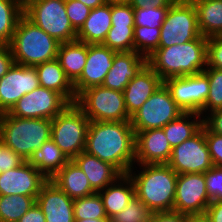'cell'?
I'll use <instances>...</instances> for the list:
<instances>
[{"label": "cell", "instance_id": "6da1fadb", "mask_svg": "<svg viewBox=\"0 0 222 222\" xmlns=\"http://www.w3.org/2000/svg\"><path fill=\"white\" fill-rule=\"evenodd\" d=\"M136 134L130 121H90L85 152L109 162L122 174L135 165Z\"/></svg>", "mask_w": 222, "mask_h": 222}, {"label": "cell", "instance_id": "7a4b0ae2", "mask_svg": "<svg viewBox=\"0 0 222 222\" xmlns=\"http://www.w3.org/2000/svg\"><path fill=\"white\" fill-rule=\"evenodd\" d=\"M134 166L128 174L135 196L153 213L173 211L178 174L168 164H138L139 170Z\"/></svg>", "mask_w": 222, "mask_h": 222}, {"label": "cell", "instance_id": "3957f363", "mask_svg": "<svg viewBox=\"0 0 222 222\" xmlns=\"http://www.w3.org/2000/svg\"><path fill=\"white\" fill-rule=\"evenodd\" d=\"M207 39L201 35L183 44L159 47L147 58V64L162 81L201 73L207 67Z\"/></svg>", "mask_w": 222, "mask_h": 222}, {"label": "cell", "instance_id": "277c9868", "mask_svg": "<svg viewBox=\"0 0 222 222\" xmlns=\"http://www.w3.org/2000/svg\"><path fill=\"white\" fill-rule=\"evenodd\" d=\"M50 119L20 118L0 114V141L24 161L51 138Z\"/></svg>", "mask_w": 222, "mask_h": 222}, {"label": "cell", "instance_id": "5b68a950", "mask_svg": "<svg viewBox=\"0 0 222 222\" xmlns=\"http://www.w3.org/2000/svg\"><path fill=\"white\" fill-rule=\"evenodd\" d=\"M9 45L15 64L35 66L56 59L60 42L23 15Z\"/></svg>", "mask_w": 222, "mask_h": 222}, {"label": "cell", "instance_id": "8992f818", "mask_svg": "<svg viewBox=\"0 0 222 222\" xmlns=\"http://www.w3.org/2000/svg\"><path fill=\"white\" fill-rule=\"evenodd\" d=\"M51 121V139L69 160H73L85 150L90 120L74 103Z\"/></svg>", "mask_w": 222, "mask_h": 222}, {"label": "cell", "instance_id": "52a82bcc", "mask_svg": "<svg viewBox=\"0 0 222 222\" xmlns=\"http://www.w3.org/2000/svg\"><path fill=\"white\" fill-rule=\"evenodd\" d=\"M75 104L90 121H130L125 107L123 92L93 86L82 91Z\"/></svg>", "mask_w": 222, "mask_h": 222}, {"label": "cell", "instance_id": "ba28073f", "mask_svg": "<svg viewBox=\"0 0 222 222\" xmlns=\"http://www.w3.org/2000/svg\"><path fill=\"white\" fill-rule=\"evenodd\" d=\"M66 0H35L24 8V15L60 43L72 42L77 31L68 18Z\"/></svg>", "mask_w": 222, "mask_h": 222}, {"label": "cell", "instance_id": "9c48e42d", "mask_svg": "<svg viewBox=\"0 0 222 222\" xmlns=\"http://www.w3.org/2000/svg\"><path fill=\"white\" fill-rule=\"evenodd\" d=\"M201 36L197 12L192 1L176 0L162 23L159 47L183 44Z\"/></svg>", "mask_w": 222, "mask_h": 222}, {"label": "cell", "instance_id": "30bf717a", "mask_svg": "<svg viewBox=\"0 0 222 222\" xmlns=\"http://www.w3.org/2000/svg\"><path fill=\"white\" fill-rule=\"evenodd\" d=\"M184 112L172 99L169 89L164 83L149 97V99L130 118L135 131L163 128Z\"/></svg>", "mask_w": 222, "mask_h": 222}, {"label": "cell", "instance_id": "8fae6325", "mask_svg": "<svg viewBox=\"0 0 222 222\" xmlns=\"http://www.w3.org/2000/svg\"><path fill=\"white\" fill-rule=\"evenodd\" d=\"M178 175L205 173L214 165L205 139V126L190 139L172 148L167 163Z\"/></svg>", "mask_w": 222, "mask_h": 222}, {"label": "cell", "instance_id": "7c38bea8", "mask_svg": "<svg viewBox=\"0 0 222 222\" xmlns=\"http://www.w3.org/2000/svg\"><path fill=\"white\" fill-rule=\"evenodd\" d=\"M69 104L58 92L39 86L26 93L7 113L20 118L52 120Z\"/></svg>", "mask_w": 222, "mask_h": 222}, {"label": "cell", "instance_id": "4fadbf2b", "mask_svg": "<svg viewBox=\"0 0 222 222\" xmlns=\"http://www.w3.org/2000/svg\"><path fill=\"white\" fill-rule=\"evenodd\" d=\"M163 83L183 112H194L201 115L210 90L209 80L204 72L169 78Z\"/></svg>", "mask_w": 222, "mask_h": 222}, {"label": "cell", "instance_id": "5bb4252c", "mask_svg": "<svg viewBox=\"0 0 222 222\" xmlns=\"http://www.w3.org/2000/svg\"><path fill=\"white\" fill-rule=\"evenodd\" d=\"M211 199L206 191L204 173L179 174L173 211L181 214L205 213Z\"/></svg>", "mask_w": 222, "mask_h": 222}, {"label": "cell", "instance_id": "9a60e30c", "mask_svg": "<svg viewBox=\"0 0 222 222\" xmlns=\"http://www.w3.org/2000/svg\"><path fill=\"white\" fill-rule=\"evenodd\" d=\"M39 86L38 74L34 66L14 63L0 79V114L8 112L26 93Z\"/></svg>", "mask_w": 222, "mask_h": 222}, {"label": "cell", "instance_id": "2e32d148", "mask_svg": "<svg viewBox=\"0 0 222 222\" xmlns=\"http://www.w3.org/2000/svg\"><path fill=\"white\" fill-rule=\"evenodd\" d=\"M48 179L34 166L24 161L20 166L0 173V195L37 197Z\"/></svg>", "mask_w": 222, "mask_h": 222}, {"label": "cell", "instance_id": "e0dca14e", "mask_svg": "<svg viewBox=\"0 0 222 222\" xmlns=\"http://www.w3.org/2000/svg\"><path fill=\"white\" fill-rule=\"evenodd\" d=\"M115 53L116 51L102 44H88L86 65L79 79L73 84L76 96L87 88L103 84L113 65Z\"/></svg>", "mask_w": 222, "mask_h": 222}, {"label": "cell", "instance_id": "ac0fdd59", "mask_svg": "<svg viewBox=\"0 0 222 222\" xmlns=\"http://www.w3.org/2000/svg\"><path fill=\"white\" fill-rule=\"evenodd\" d=\"M172 148L163 128L143 130L136 133L135 165L167 164Z\"/></svg>", "mask_w": 222, "mask_h": 222}, {"label": "cell", "instance_id": "d6986e66", "mask_svg": "<svg viewBox=\"0 0 222 222\" xmlns=\"http://www.w3.org/2000/svg\"><path fill=\"white\" fill-rule=\"evenodd\" d=\"M45 215L46 222H74V199L64 193L48 179L41 187L36 198Z\"/></svg>", "mask_w": 222, "mask_h": 222}, {"label": "cell", "instance_id": "ffe728a7", "mask_svg": "<svg viewBox=\"0 0 222 222\" xmlns=\"http://www.w3.org/2000/svg\"><path fill=\"white\" fill-rule=\"evenodd\" d=\"M147 64V58L138 52H116L113 65L106 74L103 87L123 92L140 70Z\"/></svg>", "mask_w": 222, "mask_h": 222}, {"label": "cell", "instance_id": "44dd1931", "mask_svg": "<svg viewBox=\"0 0 222 222\" xmlns=\"http://www.w3.org/2000/svg\"><path fill=\"white\" fill-rule=\"evenodd\" d=\"M162 79L146 64L140 72L130 80L123 91L125 107L131 117L162 85Z\"/></svg>", "mask_w": 222, "mask_h": 222}, {"label": "cell", "instance_id": "7402d4cb", "mask_svg": "<svg viewBox=\"0 0 222 222\" xmlns=\"http://www.w3.org/2000/svg\"><path fill=\"white\" fill-rule=\"evenodd\" d=\"M73 161L85 173L92 189L98 193L113 183L122 173L112 164L102 161L85 151L78 154Z\"/></svg>", "mask_w": 222, "mask_h": 222}, {"label": "cell", "instance_id": "603a6c76", "mask_svg": "<svg viewBox=\"0 0 222 222\" xmlns=\"http://www.w3.org/2000/svg\"><path fill=\"white\" fill-rule=\"evenodd\" d=\"M34 67L38 74L40 86L58 92L70 104L76 102L77 96L73 84L67 78L57 58L37 64Z\"/></svg>", "mask_w": 222, "mask_h": 222}, {"label": "cell", "instance_id": "cb8c5ba5", "mask_svg": "<svg viewBox=\"0 0 222 222\" xmlns=\"http://www.w3.org/2000/svg\"><path fill=\"white\" fill-rule=\"evenodd\" d=\"M50 180L72 199L96 193L85 173L73 160H69Z\"/></svg>", "mask_w": 222, "mask_h": 222}, {"label": "cell", "instance_id": "d4e9b609", "mask_svg": "<svg viewBox=\"0 0 222 222\" xmlns=\"http://www.w3.org/2000/svg\"><path fill=\"white\" fill-rule=\"evenodd\" d=\"M98 193L102 198L106 215L110 219L129 204L135 196V186L129 174H122Z\"/></svg>", "mask_w": 222, "mask_h": 222}, {"label": "cell", "instance_id": "484cf974", "mask_svg": "<svg viewBox=\"0 0 222 222\" xmlns=\"http://www.w3.org/2000/svg\"><path fill=\"white\" fill-rule=\"evenodd\" d=\"M111 3L91 9L90 15L77 31L76 40L87 44H102L112 27Z\"/></svg>", "mask_w": 222, "mask_h": 222}, {"label": "cell", "instance_id": "4316f807", "mask_svg": "<svg viewBox=\"0 0 222 222\" xmlns=\"http://www.w3.org/2000/svg\"><path fill=\"white\" fill-rule=\"evenodd\" d=\"M88 55V44L75 40L60 43L57 59L67 78L74 84L83 72Z\"/></svg>", "mask_w": 222, "mask_h": 222}, {"label": "cell", "instance_id": "83f0119b", "mask_svg": "<svg viewBox=\"0 0 222 222\" xmlns=\"http://www.w3.org/2000/svg\"><path fill=\"white\" fill-rule=\"evenodd\" d=\"M203 37L222 36V0H193Z\"/></svg>", "mask_w": 222, "mask_h": 222}, {"label": "cell", "instance_id": "f1b7e54d", "mask_svg": "<svg viewBox=\"0 0 222 222\" xmlns=\"http://www.w3.org/2000/svg\"><path fill=\"white\" fill-rule=\"evenodd\" d=\"M69 159L50 138L27 161L36 167L47 179H51Z\"/></svg>", "mask_w": 222, "mask_h": 222}, {"label": "cell", "instance_id": "f546056e", "mask_svg": "<svg viewBox=\"0 0 222 222\" xmlns=\"http://www.w3.org/2000/svg\"><path fill=\"white\" fill-rule=\"evenodd\" d=\"M202 125L203 117L199 113L184 112L165 125L163 130L171 148H174L194 136Z\"/></svg>", "mask_w": 222, "mask_h": 222}, {"label": "cell", "instance_id": "4dcf8cb0", "mask_svg": "<svg viewBox=\"0 0 222 222\" xmlns=\"http://www.w3.org/2000/svg\"><path fill=\"white\" fill-rule=\"evenodd\" d=\"M37 197L0 195V222H17L36 202Z\"/></svg>", "mask_w": 222, "mask_h": 222}, {"label": "cell", "instance_id": "1f68e13d", "mask_svg": "<svg viewBox=\"0 0 222 222\" xmlns=\"http://www.w3.org/2000/svg\"><path fill=\"white\" fill-rule=\"evenodd\" d=\"M24 9L15 0H0V43L10 44Z\"/></svg>", "mask_w": 222, "mask_h": 222}, {"label": "cell", "instance_id": "d6a6232c", "mask_svg": "<svg viewBox=\"0 0 222 222\" xmlns=\"http://www.w3.org/2000/svg\"><path fill=\"white\" fill-rule=\"evenodd\" d=\"M75 220L108 218L99 193L74 199Z\"/></svg>", "mask_w": 222, "mask_h": 222}, {"label": "cell", "instance_id": "836d02e7", "mask_svg": "<svg viewBox=\"0 0 222 222\" xmlns=\"http://www.w3.org/2000/svg\"><path fill=\"white\" fill-rule=\"evenodd\" d=\"M161 27H134V51L148 58L159 48Z\"/></svg>", "mask_w": 222, "mask_h": 222}, {"label": "cell", "instance_id": "e575fe53", "mask_svg": "<svg viewBox=\"0 0 222 222\" xmlns=\"http://www.w3.org/2000/svg\"><path fill=\"white\" fill-rule=\"evenodd\" d=\"M134 27L135 26H112L107 32L102 45L116 52L134 51Z\"/></svg>", "mask_w": 222, "mask_h": 222}, {"label": "cell", "instance_id": "d590c367", "mask_svg": "<svg viewBox=\"0 0 222 222\" xmlns=\"http://www.w3.org/2000/svg\"><path fill=\"white\" fill-rule=\"evenodd\" d=\"M209 80V93L205 106L201 110V116L209 112L222 109V70L206 67L203 71Z\"/></svg>", "mask_w": 222, "mask_h": 222}, {"label": "cell", "instance_id": "8d00e7d4", "mask_svg": "<svg viewBox=\"0 0 222 222\" xmlns=\"http://www.w3.org/2000/svg\"><path fill=\"white\" fill-rule=\"evenodd\" d=\"M152 215L148 206L134 196L121 212L110 218V222H149Z\"/></svg>", "mask_w": 222, "mask_h": 222}, {"label": "cell", "instance_id": "74e56055", "mask_svg": "<svg viewBox=\"0 0 222 222\" xmlns=\"http://www.w3.org/2000/svg\"><path fill=\"white\" fill-rule=\"evenodd\" d=\"M169 7H152L134 9V25L150 28L161 27Z\"/></svg>", "mask_w": 222, "mask_h": 222}, {"label": "cell", "instance_id": "f35d334b", "mask_svg": "<svg viewBox=\"0 0 222 222\" xmlns=\"http://www.w3.org/2000/svg\"><path fill=\"white\" fill-rule=\"evenodd\" d=\"M206 191L213 201H222V167L213 166L205 173Z\"/></svg>", "mask_w": 222, "mask_h": 222}, {"label": "cell", "instance_id": "ab89813d", "mask_svg": "<svg viewBox=\"0 0 222 222\" xmlns=\"http://www.w3.org/2000/svg\"><path fill=\"white\" fill-rule=\"evenodd\" d=\"M65 8L71 25L78 31L90 15L91 9L78 0H66Z\"/></svg>", "mask_w": 222, "mask_h": 222}, {"label": "cell", "instance_id": "60d3db41", "mask_svg": "<svg viewBox=\"0 0 222 222\" xmlns=\"http://www.w3.org/2000/svg\"><path fill=\"white\" fill-rule=\"evenodd\" d=\"M112 26H135L134 9L129 3H111Z\"/></svg>", "mask_w": 222, "mask_h": 222}, {"label": "cell", "instance_id": "b9f144b4", "mask_svg": "<svg viewBox=\"0 0 222 222\" xmlns=\"http://www.w3.org/2000/svg\"><path fill=\"white\" fill-rule=\"evenodd\" d=\"M207 67L222 70V36L207 39Z\"/></svg>", "mask_w": 222, "mask_h": 222}, {"label": "cell", "instance_id": "7bdbcfd3", "mask_svg": "<svg viewBox=\"0 0 222 222\" xmlns=\"http://www.w3.org/2000/svg\"><path fill=\"white\" fill-rule=\"evenodd\" d=\"M205 139L213 165L222 167V135L212 133L205 127Z\"/></svg>", "mask_w": 222, "mask_h": 222}, {"label": "cell", "instance_id": "ee69618b", "mask_svg": "<svg viewBox=\"0 0 222 222\" xmlns=\"http://www.w3.org/2000/svg\"><path fill=\"white\" fill-rule=\"evenodd\" d=\"M24 160L0 141V173L20 166Z\"/></svg>", "mask_w": 222, "mask_h": 222}, {"label": "cell", "instance_id": "f6af8a7d", "mask_svg": "<svg viewBox=\"0 0 222 222\" xmlns=\"http://www.w3.org/2000/svg\"><path fill=\"white\" fill-rule=\"evenodd\" d=\"M203 125L210 132L222 135V109L206 114L203 117Z\"/></svg>", "mask_w": 222, "mask_h": 222}, {"label": "cell", "instance_id": "bcb514c9", "mask_svg": "<svg viewBox=\"0 0 222 222\" xmlns=\"http://www.w3.org/2000/svg\"><path fill=\"white\" fill-rule=\"evenodd\" d=\"M13 65L14 58L10 45L0 43V79L6 75Z\"/></svg>", "mask_w": 222, "mask_h": 222}, {"label": "cell", "instance_id": "7dc6e473", "mask_svg": "<svg viewBox=\"0 0 222 222\" xmlns=\"http://www.w3.org/2000/svg\"><path fill=\"white\" fill-rule=\"evenodd\" d=\"M149 222H185V214L178 212H154Z\"/></svg>", "mask_w": 222, "mask_h": 222}, {"label": "cell", "instance_id": "c3c4849f", "mask_svg": "<svg viewBox=\"0 0 222 222\" xmlns=\"http://www.w3.org/2000/svg\"><path fill=\"white\" fill-rule=\"evenodd\" d=\"M17 222H46V219L42 209L35 202Z\"/></svg>", "mask_w": 222, "mask_h": 222}, {"label": "cell", "instance_id": "681fc988", "mask_svg": "<svg viewBox=\"0 0 222 222\" xmlns=\"http://www.w3.org/2000/svg\"><path fill=\"white\" fill-rule=\"evenodd\" d=\"M176 0H130L128 3L133 9L152 7H170Z\"/></svg>", "mask_w": 222, "mask_h": 222}, {"label": "cell", "instance_id": "f907efd6", "mask_svg": "<svg viewBox=\"0 0 222 222\" xmlns=\"http://www.w3.org/2000/svg\"><path fill=\"white\" fill-rule=\"evenodd\" d=\"M206 214L212 222H222V201H213L206 208Z\"/></svg>", "mask_w": 222, "mask_h": 222}, {"label": "cell", "instance_id": "816d5d0a", "mask_svg": "<svg viewBox=\"0 0 222 222\" xmlns=\"http://www.w3.org/2000/svg\"><path fill=\"white\" fill-rule=\"evenodd\" d=\"M185 222H212L209 216L205 213L187 214Z\"/></svg>", "mask_w": 222, "mask_h": 222}, {"label": "cell", "instance_id": "f5cc1de1", "mask_svg": "<svg viewBox=\"0 0 222 222\" xmlns=\"http://www.w3.org/2000/svg\"><path fill=\"white\" fill-rule=\"evenodd\" d=\"M82 4L86 5L90 9H95L96 7L104 5L106 0H78Z\"/></svg>", "mask_w": 222, "mask_h": 222}, {"label": "cell", "instance_id": "db71d44e", "mask_svg": "<svg viewBox=\"0 0 222 222\" xmlns=\"http://www.w3.org/2000/svg\"><path fill=\"white\" fill-rule=\"evenodd\" d=\"M74 222H110V219L109 218L82 219V220H75Z\"/></svg>", "mask_w": 222, "mask_h": 222}, {"label": "cell", "instance_id": "11a10c76", "mask_svg": "<svg viewBox=\"0 0 222 222\" xmlns=\"http://www.w3.org/2000/svg\"><path fill=\"white\" fill-rule=\"evenodd\" d=\"M23 9L26 8L32 1L35 0H15Z\"/></svg>", "mask_w": 222, "mask_h": 222}, {"label": "cell", "instance_id": "9f6ffc18", "mask_svg": "<svg viewBox=\"0 0 222 222\" xmlns=\"http://www.w3.org/2000/svg\"><path fill=\"white\" fill-rule=\"evenodd\" d=\"M130 0H106L108 3H128Z\"/></svg>", "mask_w": 222, "mask_h": 222}]
</instances>
